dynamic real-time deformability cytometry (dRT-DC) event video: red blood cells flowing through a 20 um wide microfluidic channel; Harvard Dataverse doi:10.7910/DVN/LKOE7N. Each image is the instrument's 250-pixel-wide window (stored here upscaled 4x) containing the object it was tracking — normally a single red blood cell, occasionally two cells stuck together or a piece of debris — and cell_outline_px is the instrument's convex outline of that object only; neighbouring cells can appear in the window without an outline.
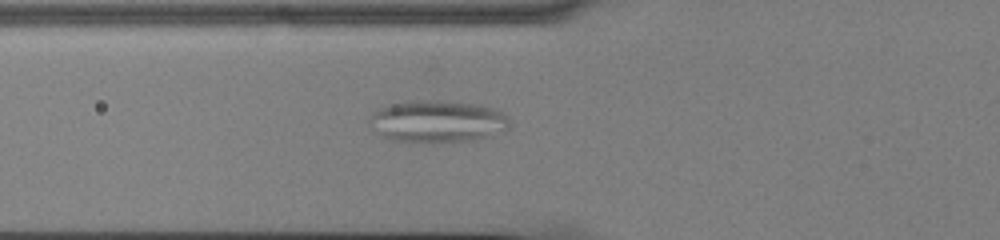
{"species": "common noctule bat (a hibernating species)", "species_latin": "Nyctalus noctula", "temperature_condition": "cold", "stored_images_in_passage": 33, "camera_frame_rate_fps": 3000, "um_per_image_px": 0.085, "animal": {"sex": "male", "body_mass_g": 13.0, "forearm_length_mm": 53.1}, "frame": {"image": 1, "passage_image": 4, "time_ms": 1.0, "image_size_px": [1000, 240], "cell_outline_px": [[508, 128], [472, 140], [436, 144], [384, 140], [368, 128], [368, 120], [372, 112], [376, 108], [388, 104], [404, 100], [436, 100], [476, 104], [492, 108], [504, 112], [508, 116]], "centroid_in_image_um": [37.01, 10.33], "position_along_channel_um": 88.8, "area_um2": 35.43}}
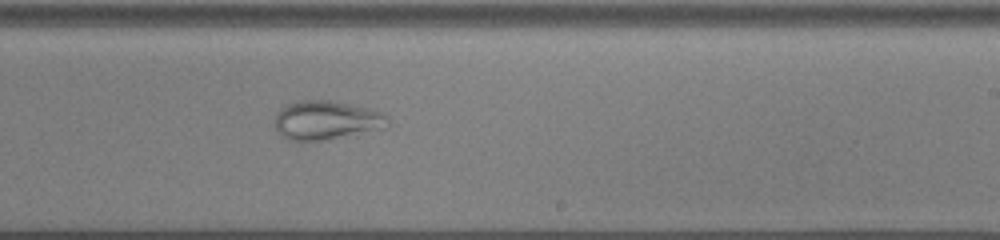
{"frame": {"image": 2, "passage_image": 18, "time_ms": 5.667, "image_size_px": [1000, 240], "cell_outline_px": [[388, 124], [384, 128], [324, 140], [288, 140], [276, 128], [276, 112], [280, 108], [288, 104], [300, 100], [328, 100], [352, 104], [368, 108], [380, 112], [388, 116]], "centroid_in_image_um": [27.74, 10.2], "position_along_channel_um": 261.3, "area_um2": 25.32}}
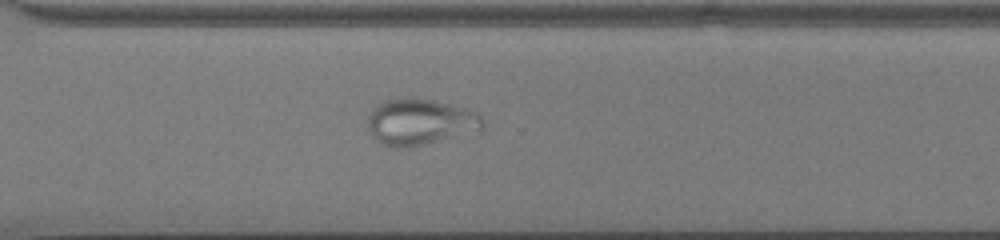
{"frame": {"image": 3, "passage_image": 24, "time_ms": 7.667, "image_size_px": [1000, 240], "cell_outline_px": [[484, 128], [480, 132], [420, 144], [396, 148], [380, 144], [376, 140], [368, 128], [368, 116], [372, 108], [376, 104], [388, 100], [432, 100], [452, 104], [480, 112], [484, 120]], "centroid_in_image_um": [35.78, 10.38], "position_along_channel_um": 334.8, "area_um2": 30.75}, "authors_computed_cell_mechanics": {"area_um2": 29.767, "velocity_mm_per_s": 3.6872, "shape_relaxation_time_tau1_ms": null, "shape_relaxation_time_tau2_ms": 1.346, "deformation_change_tau1": null, "deformation_change_tau2": 0.05}}